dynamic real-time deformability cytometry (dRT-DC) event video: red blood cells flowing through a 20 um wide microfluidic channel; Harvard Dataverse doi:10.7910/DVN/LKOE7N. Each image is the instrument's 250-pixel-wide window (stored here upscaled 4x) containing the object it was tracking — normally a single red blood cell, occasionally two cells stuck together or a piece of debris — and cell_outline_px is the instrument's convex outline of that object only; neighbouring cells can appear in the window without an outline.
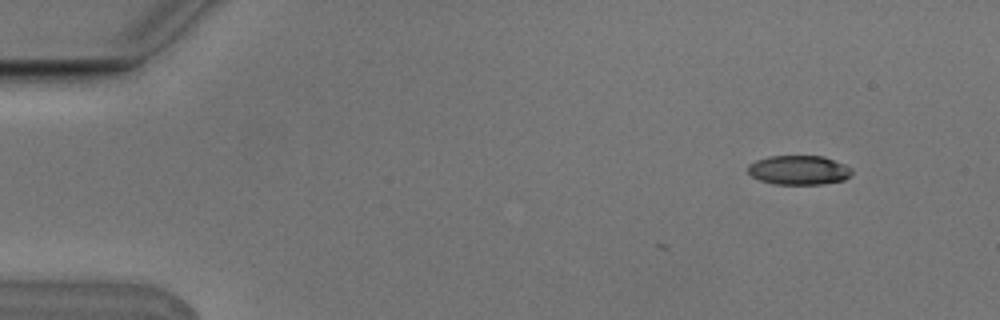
{"species": "Egyptian fruit bat (a non-hibernating species)", "species_latin": "Rousettus aegyptiacus", "temperature_condition": "cold", "stored_images_in_passage": 4, "camera_frame_rate_fps": 3000, "um_per_image_px": 0.085, "animal": {"sex": "male"}, "frame": {"image": 1, "passage_image": 1, "time_ms": 0.0, "image_size_px": [1000, 320], "cell_outline_px": [[852, 172], [844, 180], [820, 184], [776, 184], [760, 180], [752, 176], [748, 172], [748, 164], [756, 160], [768, 156], [824, 156], [844, 164], [852, 168]], "centroid_in_image_um": [67.89, 14.45], "position_along_channel_um": 17.1, "area_um2": 17.69}}
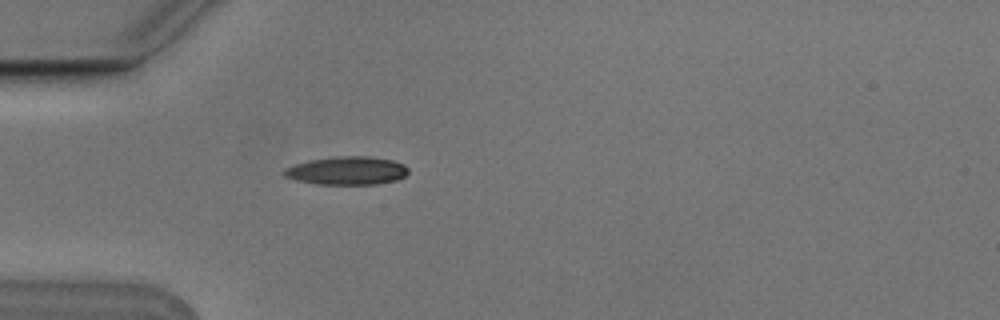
{"frame": {"image": 2, "passage_image": 4, "time_ms": 1.0, "image_size_px": [1000, 320], "cell_outline_px": [[408, 172], [404, 176], [396, 180], [376, 184], [316, 184], [296, 180], [284, 176], [280, 172], [284, 168], [292, 164], [308, 160], [336, 156], [368, 156], [392, 160], [404, 164], [408, 168]], "centroid_in_image_um": [29.43, 14.5], "position_along_channel_um": 55.6, "area_um2": 20.63}}